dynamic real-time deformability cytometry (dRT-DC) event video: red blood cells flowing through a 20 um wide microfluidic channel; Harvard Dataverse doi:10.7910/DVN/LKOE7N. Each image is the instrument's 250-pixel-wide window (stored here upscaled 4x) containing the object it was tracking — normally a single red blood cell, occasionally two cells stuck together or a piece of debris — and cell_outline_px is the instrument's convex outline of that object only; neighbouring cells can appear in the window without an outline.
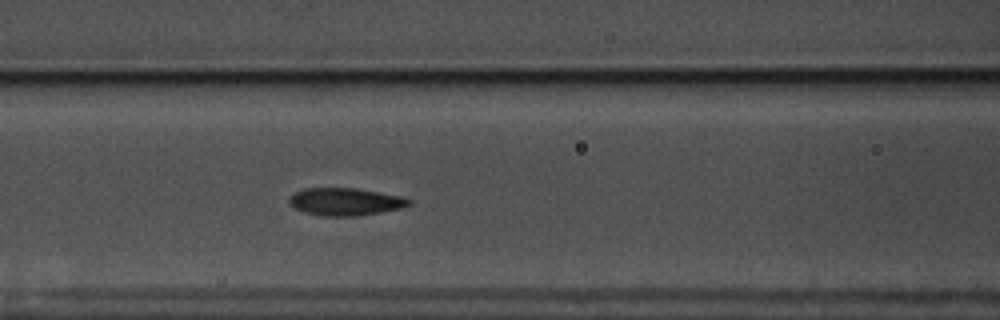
{"species": "common noctule bat (a hibernating species)", "species_latin": "Nyctalus noctula", "temperature_condition": "warm", "stored_images_in_passage": 48, "camera_frame_rate_fps": 3000, "um_per_image_px": 0.085, "animal": {"sex": "male", "body_mass_g": 17.5, "forearm_length_mm": 52.3}, "frame": {"image": 1, "passage_image": 14, "time_ms": 4.333, "image_size_px": [1000, 320], "cell_outline_px": [[412, 204], [400, 208], [380, 212], [356, 216], [324, 216], [304, 212], [296, 208], [288, 200], [296, 192], [304, 188], [356, 188], [404, 196], [412, 200]], "centroid_in_image_um": [29.41, 17.14], "position_along_channel_um": 137.2, "area_um2": 19.13}}
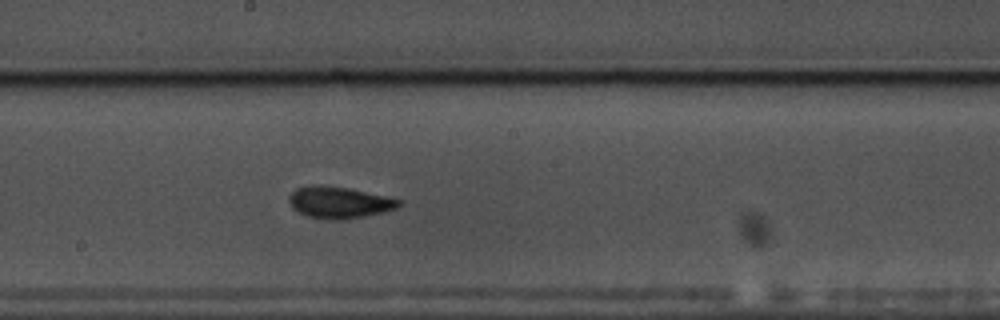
{"frame": {"image": 2, "passage_image": 21, "time_ms": 6.667, "image_size_px": [1000, 320], "cell_outline_px": [[400, 204], [396, 208], [364, 216], [336, 220], [328, 220], [308, 216], [292, 208], [288, 200], [288, 196], [296, 188], [324, 184], [348, 188], [384, 196], [400, 200]], "centroid_in_image_um": [28.76, 17.2], "position_along_channel_um": 219.4, "area_um2": 19.88}}
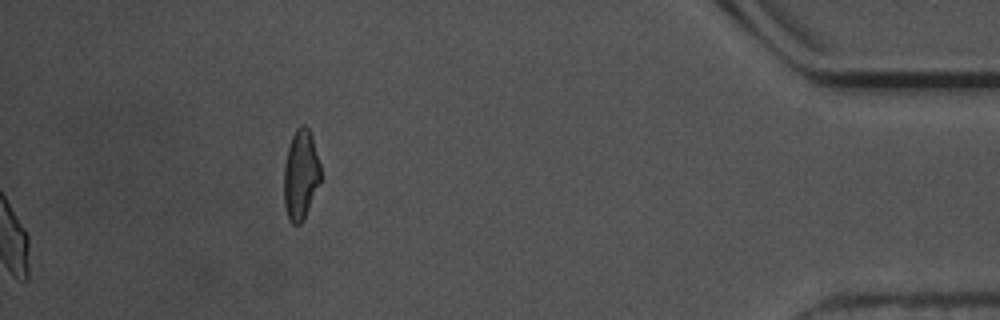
{"frame": {"image": 3, "passage_image": 48, "time_ms": 15.667, "image_size_px": [1000, 320], "cell_outline_px": [[320, 180], [308, 208], [300, 224], [292, 224], [288, 220], [284, 204], [284, 164], [288, 148], [292, 136], [296, 128], [300, 124], [304, 124], [308, 128], [312, 136], [320, 164]], "centroid_in_image_um": [25.54, 14.82], "position_along_channel_um": 409.7, "area_um2": 19.02}, "authors_computed_cell_mechanics": {"area_um2": 18.9295, "velocity_mm_per_s": 3.5365, "shape_relaxation_time_tau1_ms": null, "shape_relaxation_time_tau2_ms": 1.7864, "deformation_change_tau1": null, "deformation_change_tau2": 0.0642}}